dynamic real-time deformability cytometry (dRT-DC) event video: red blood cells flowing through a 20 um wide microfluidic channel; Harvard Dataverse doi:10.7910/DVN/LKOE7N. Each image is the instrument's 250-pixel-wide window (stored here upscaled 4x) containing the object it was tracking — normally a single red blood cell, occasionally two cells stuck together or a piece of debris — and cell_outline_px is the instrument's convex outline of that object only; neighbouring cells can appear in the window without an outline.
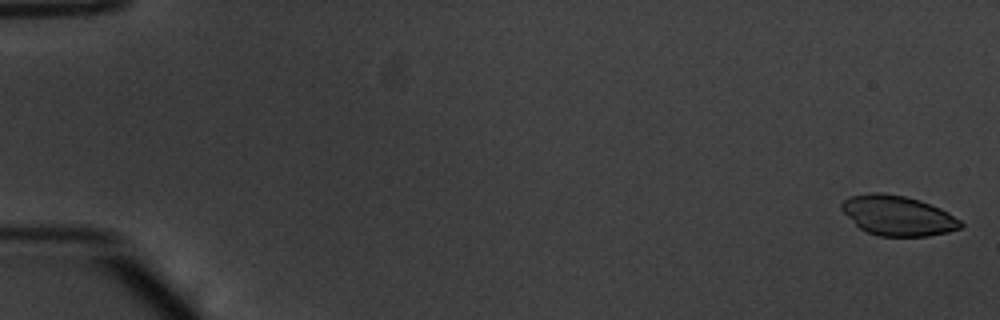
{"species": "common noctule bat (a hibernating species)", "species_latin": "Nyctalus noctula", "temperature_condition": "warm", "stored_images_in_passage": 18, "camera_frame_rate_fps": 3000, "um_per_image_px": 0.085, "animal": {"sex": "male", "body_mass_g": 20.1, "forearm_length_mm": 53.5}, "frame": {"image": 1, "passage_image": 2, "time_ms": 0.333, "image_size_px": [1000, 320], "cell_outline_px": [[964, 224], [960, 228], [948, 232], [928, 236], [880, 236], [868, 232], [860, 228], [840, 208], [840, 204], [848, 196], [868, 192], [884, 192], [904, 196], [920, 200], [940, 208], [948, 212], [960, 220]], "centroid_in_image_um": [76.31, 18.31], "position_along_channel_um": 8.7, "area_um2": 27.74}}
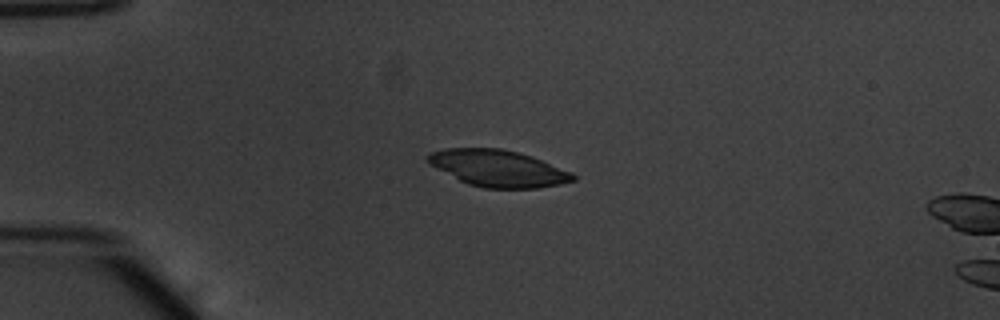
{"frame": {"image": 2, "passage_image": 15, "time_ms": 4.667, "image_size_px": [1000, 320], "cell_outline_px": [[576, 180], [560, 184], [536, 188], [484, 188], [468, 184], [428, 164], [424, 160], [432, 152], [444, 148], [500, 148], [520, 152], [532, 156], [572, 172], [576, 176]], "centroid_in_image_um": [42.34, 14.3], "position_along_channel_um": 42.7, "area_um2": 31.04}}